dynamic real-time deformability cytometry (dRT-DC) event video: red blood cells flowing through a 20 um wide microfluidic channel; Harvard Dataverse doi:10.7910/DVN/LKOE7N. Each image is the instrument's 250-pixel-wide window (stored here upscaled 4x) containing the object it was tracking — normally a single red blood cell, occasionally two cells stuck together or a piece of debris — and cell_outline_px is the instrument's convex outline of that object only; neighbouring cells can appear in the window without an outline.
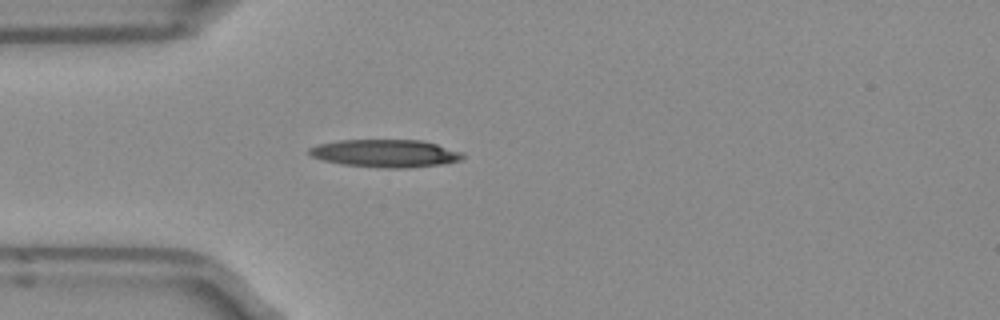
{"species": "Egyptian fruit bat (a non-hibernating species)", "species_latin": "Rousettus aegyptiacus", "temperature_condition": "room temperature", "stored_images_in_passage": 2, "camera_frame_rate_fps": 3000, "um_per_image_px": 0.085, "frame": {"image": 1, "passage_image": 2, "time_ms": 0.333, "image_size_px": [1000, 320], "cell_outline_px": [[464, 156], [460, 160], [444, 164], [404, 168], [392, 168], [344, 164], [324, 160], [312, 156], [308, 152], [308, 148], [316, 144], [340, 140], [420, 140], [436, 144], [464, 152]], "centroid_in_image_um": [32.77, 13.02], "position_along_channel_um": 52.2, "area_um2": 24.62}}